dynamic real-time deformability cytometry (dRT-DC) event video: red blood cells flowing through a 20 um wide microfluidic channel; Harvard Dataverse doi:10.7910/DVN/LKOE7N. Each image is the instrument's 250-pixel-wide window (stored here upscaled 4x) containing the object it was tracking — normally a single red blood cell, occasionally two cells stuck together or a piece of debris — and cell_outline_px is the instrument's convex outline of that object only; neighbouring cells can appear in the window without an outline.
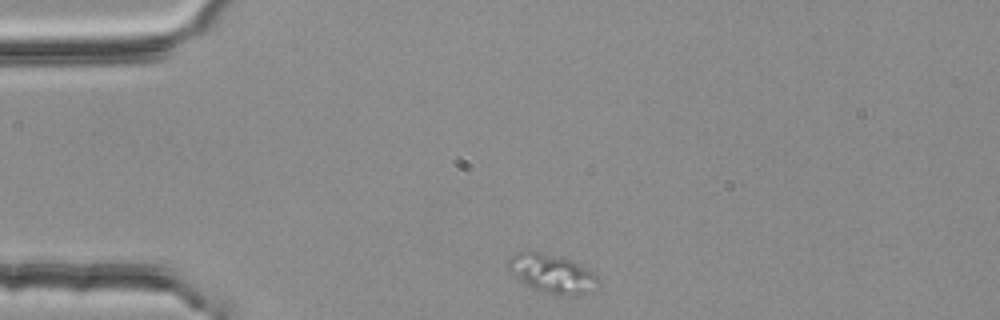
{"species": "common noctule bat (a hibernating species)", "species_latin": "Nyctalus noctula", "temperature_condition": "room temperature", "stored_images_in_passage": 2, "camera_frame_rate_fps": 3000, "um_per_image_px": 0.085, "animal": {"sex": "female", "body_mass_g": 25.1}, "frame": {"image": 1, "passage_image": 1, "time_ms": 0.0, "image_size_px": [1000, 320], "cell_outline_px": [[600, 284], [576, 296], [560, 296], [544, 292], [528, 284], [508, 268], [508, 260], [516, 252], [528, 248], [560, 256], [592, 272], [600, 280]], "centroid_in_image_um": [46.91, 23.22], "position_along_channel_um": 38.1, "area_um2": 19.94}}